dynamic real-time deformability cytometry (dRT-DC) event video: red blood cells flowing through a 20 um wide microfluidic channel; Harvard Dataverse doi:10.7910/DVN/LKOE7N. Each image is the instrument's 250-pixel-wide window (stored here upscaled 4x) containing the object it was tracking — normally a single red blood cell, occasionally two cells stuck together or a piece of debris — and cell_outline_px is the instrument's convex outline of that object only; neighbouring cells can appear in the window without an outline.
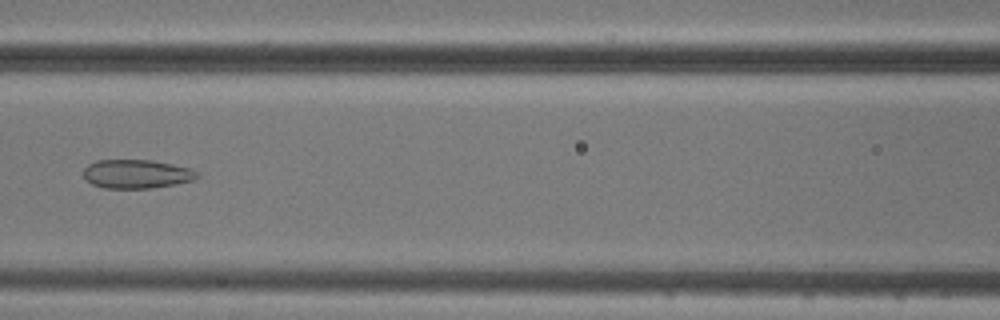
{"species": "common noctule bat (a hibernating species)", "species_latin": "Nyctalus noctula", "temperature_condition": "cold", "stored_images_in_passage": 8, "camera_frame_rate_fps": 3000, "um_per_image_px": 0.085, "animal": {"sex": "male", "body_mass_g": 20.5, "forearm_length_mm": 52.5}, "frame": {"image": 1, "passage_image": 6, "time_ms": 6.0, "image_size_px": [1000, 320], "cell_outline_px": [[200, 176], [192, 180], [176, 184], [148, 188], [104, 188], [92, 184], [84, 176], [84, 168], [88, 164], [96, 160], [152, 160], [192, 168], [200, 172]], "centroid_in_image_um": [11.64, 14.78], "position_along_channel_um": 155.0, "area_um2": 19.13}}
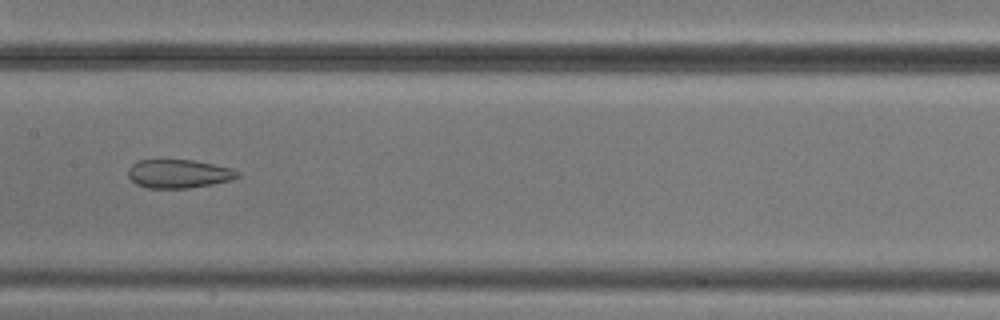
{"frame": {"image": 2, "passage_image": 7, "time_ms": 7.0, "image_size_px": [1000, 320], "cell_outline_px": [[240, 176], [232, 180], [212, 184], [188, 188], [148, 188], [136, 184], [128, 176], [128, 168], [132, 164], [140, 160], [192, 160], [232, 168], [240, 172]], "centroid_in_image_um": [15.2, 14.77], "position_along_channel_um": 192.2, "area_um2": 18.21}}
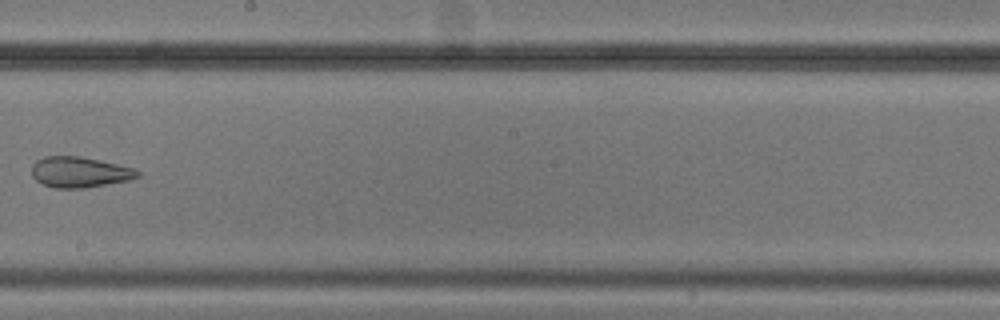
{"frame": {"image": 3, "passage_image": 8, "time_ms": 8.333, "image_size_px": [1000, 320], "cell_outline_px": [[140, 176], [132, 180], [84, 188], [56, 188], [44, 184], [36, 180], [32, 176], [32, 164], [36, 160], [44, 156], [80, 156], [116, 164], [132, 168], [140, 172]], "centroid_in_image_um": [6.76, 14.63], "position_along_channel_um": 241.4, "area_um2": 18.9}}